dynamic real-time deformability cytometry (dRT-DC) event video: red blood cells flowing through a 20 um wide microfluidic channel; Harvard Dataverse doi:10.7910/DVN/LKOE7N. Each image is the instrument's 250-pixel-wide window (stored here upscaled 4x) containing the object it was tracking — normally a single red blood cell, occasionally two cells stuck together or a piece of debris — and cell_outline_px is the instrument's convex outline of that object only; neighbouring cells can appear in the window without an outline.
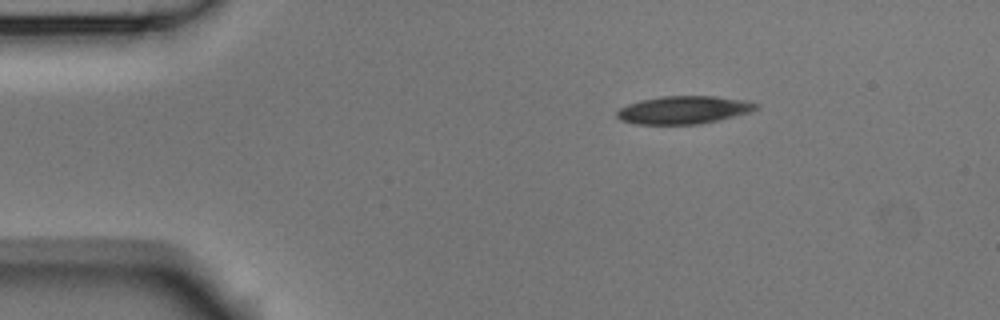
{"species": "Egyptian fruit bat (a non-hibernating species)", "species_latin": "Rousettus aegyptiacus", "temperature_condition": "room temperature", "stored_images_in_passage": 3, "segment_of_instrument_passage": [1, 2], "camera_frame_rate_fps": 3000, "um_per_image_px": 0.085, "animal": {"sex": "male"}, "frame": {"image": 1, "passage_image": 1, "time_ms": 0.0, "image_size_px": [1000, 320], "cell_outline_px": [[760, 108], [748, 112], [720, 120], [700, 124], [636, 124], [620, 120], [616, 116], [616, 112], [620, 108], [628, 104], [640, 100], [664, 96], [716, 96], [748, 100], [760, 104]], "centroid_in_image_um": [58.15, 9.34], "position_along_channel_um": 26.9, "area_um2": 22.77}}